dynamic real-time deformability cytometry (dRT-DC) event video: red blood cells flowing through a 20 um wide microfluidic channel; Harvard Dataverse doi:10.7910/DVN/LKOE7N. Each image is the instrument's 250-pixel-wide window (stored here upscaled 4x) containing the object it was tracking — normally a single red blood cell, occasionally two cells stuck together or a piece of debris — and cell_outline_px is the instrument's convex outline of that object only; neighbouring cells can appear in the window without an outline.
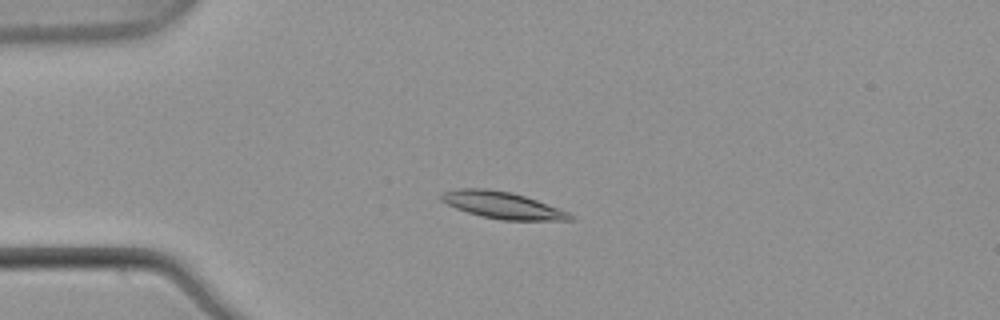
{"species": "common noctule bat (a hibernating species)", "species_latin": "Nyctalus noctula", "temperature_condition": "warm", "stored_images_in_passage": 53, "camera_frame_rate_fps": 3000, "um_per_image_px": 0.085, "animal": {"sex": "male", "body_mass_g": 21.5, "forearm_length_mm": 52.0}, "frame": {"image": 1, "passage_image": 13, "time_ms": 4.0, "image_size_px": [1000, 320], "cell_outline_px": [[576, 220], [500, 220], [480, 216], [456, 208], [440, 200], [440, 196], [444, 192], [460, 188], [488, 188], [512, 192], [536, 200], [568, 212], [576, 216]], "centroid_in_image_um": [42.72, 17.44], "position_along_channel_um": 42.3, "area_um2": 20.11}}
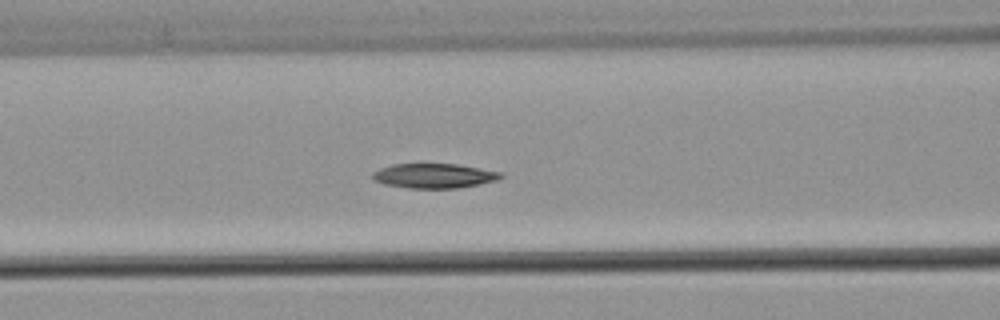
{"frame": {"image": 2, "passage_image": 22, "time_ms": 7.0, "image_size_px": [1000, 320], "cell_outline_px": [[504, 176], [496, 180], [480, 184], [460, 188], [408, 188], [384, 184], [372, 180], [372, 172], [380, 168], [392, 164], [456, 164], [504, 172]], "centroid_in_image_um": [36.9, 14.94], "position_along_channel_um": 129.7, "area_um2": 18.55}}
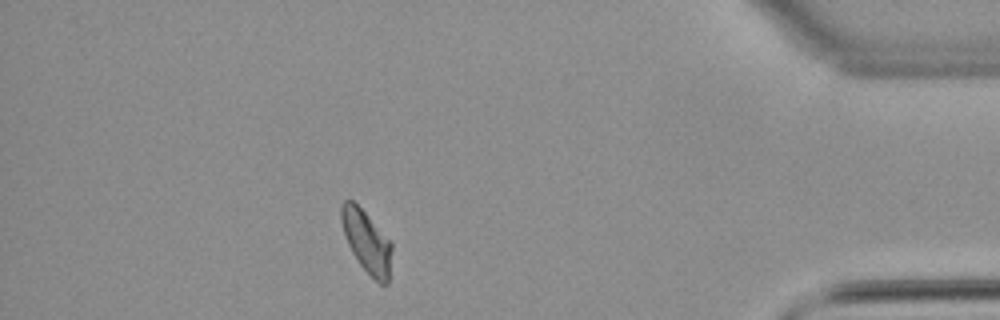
{"frame": {"image": 3, "passage_image": 47, "time_ms": 15.333, "image_size_px": [1000, 320], "cell_outline_px": [[392, 248], [388, 284], [380, 284], [360, 264], [352, 252], [348, 244], [340, 220], [340, 204], [344, 200], [352, 200], [364, 212], [392, 244]], "centroid_in_image_um": [31.14, 20.53], "position_along_channel_um": 404.1, "area_um2": 17.8}, "authors_computed_cell_mechanics": {"area_um2": 18.9006, "velocity_mm_per_s": 3.8412, "shape_relaxation_time_tau1_ms": 7.5049, "shape_relaxation_time_tau2_ms": null, "deformation_change_tau1": 0.1636, "deformation_change_tau2": null}}